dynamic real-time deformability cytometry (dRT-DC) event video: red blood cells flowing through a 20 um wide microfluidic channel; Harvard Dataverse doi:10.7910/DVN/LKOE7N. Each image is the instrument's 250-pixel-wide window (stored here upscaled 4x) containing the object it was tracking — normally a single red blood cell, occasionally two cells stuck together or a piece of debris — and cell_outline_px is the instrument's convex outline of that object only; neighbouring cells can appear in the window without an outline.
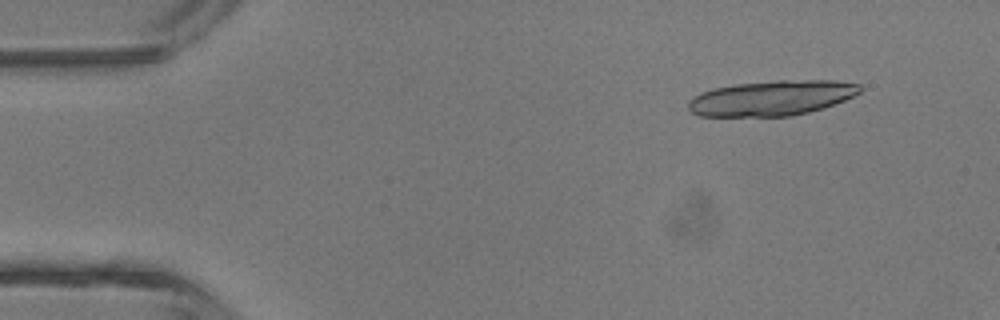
{"species": "common noctule bat (a hibernating species)", "species_latin": "Nyctalus noctula", "temperature_condition": "room temperature", "stored_images_in_passage": 4, "segment_of_instrument_passage": [1, 2], "camera_frame_rate_fps": 3000, "um_per_image_px": 0.085, "animal": {"sex": "male", "body_mass_g": 13.3}, "frame": {"image": 1, "passage_image": 1, "time_ms": 0.0, "image_size_px": [1000, 320], "cell_outline_px": [[864, 88], [860, 92], [844, 100], [808, 112], [792, 116], [700, 116], [692, 112], [688, 108], [688, 100], [692, 96], [700, 92], [712, 88], [736, 84], [776, 80], [836, 80], [860, 84]], "centroid_in_image_um": [65.57, 8.32], "position_along_channel_um": 19.4, "area_um2": 35.26}}